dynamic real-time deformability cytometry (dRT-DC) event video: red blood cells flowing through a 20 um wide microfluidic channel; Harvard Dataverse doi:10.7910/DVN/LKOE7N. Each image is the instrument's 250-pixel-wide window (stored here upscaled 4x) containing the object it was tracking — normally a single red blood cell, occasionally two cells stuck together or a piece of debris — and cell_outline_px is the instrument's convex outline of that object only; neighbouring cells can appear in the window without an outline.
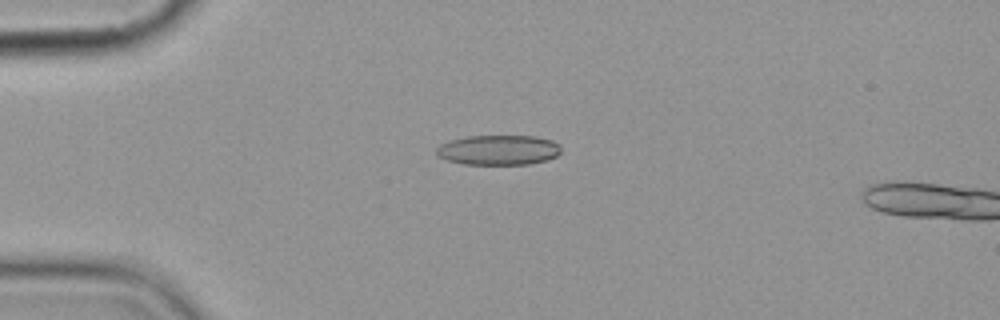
{"species": "common noctule bat (a hibernating species)", "species_latin": "Nyctalus noctula", "temperature_condition": "cold", "stored_images_in_passage": 6, "camera_frame_rate_fps": 3000, "um_per_image_px": 0.085, "animal": {"sex": "female", "body_mass_g": 19.9}, "frame": {"image": 1, "passage_image": 5, "time_ms": 4.667, "image_size_px": [1000, 320], "cell_outline_px": [[560, 152], [556, 156], [548, 160], [528, 164], [464, 164], [448, 160], [436, 156], [436, 148], [440, 144], [448, 140], [468, 136], [532, 136], [552, 140], [560, 144]], "centroid_in_image_um": [42.35, 12.75], "position_along_channel_um": 42.6, "area_um2": 21.85}}